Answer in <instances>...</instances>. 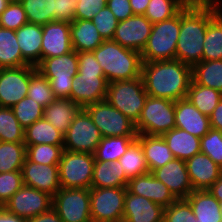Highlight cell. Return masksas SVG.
Masks as SVG:
<instances>
[{
    "label": "cell",
    "mask_w": 222,
    "mask_h": 222,
    "mask_svg": "<svg viewBox=\"0 0 222 222\" xmlns=\"http://www.w3.org/2000/svg\"><path fill=\"white\" fill-rule=\"evenodd\" d=\"M10 2V0H0V15L6 9Z\"/></svg>",
    "instance_id": "94428289"
},
{
    "label": "cell",
    "mask_w": 222,
    "mask_h": 222,
    "mask_svg": "<svg viewBox=\"0 0 222 222\" xmlns=\"http://www.w3.org/2000/svg\"><path fill=\"white\" fill-rule=\"evenodd\" d=\"M107 0H78L75 7L76 20H92L106 6Z\"/></svg>",
    "instance_id": "f907efd6"
},
{
    "label": "cell",
    "mask_w": 222,
    "mask_h": 222,
    "mask_svg": "<svg viewBox=\"0 0 222 222\" xmlns=\"http://www.w3.org/2000/svg\"><path fill=\"white\" fill-rule=\"evenodd\" d=\"M119 162L128 180L149 173L143 149L137 139L129 145L126 152L120 157Z\"/></svg>",
    "instance_id": "8d00e7d4"
},
{
    "label": "cell",
    "mask_w": 222,
    "mask_h": 222,
    "mask_svg": "<svg viewBox=\"0 0 222 222\" xmlns=\"http://www.w3.org/2000/svg\"><path fill=\"white\" fill-rule=\"evenodd\" d=\"M76 2L72 0H53V21L71 23L75 16Z\"/></svg>",
    "instance_id": "f5cc1de1"
},
{
    "label": "cell",
    "mask_w": 222,
    "mask_h": 222,
    "mask_svg": "<svg viewBox=\"0 0 222 222\" xmlns=\"http://www.w3.org/2000/svg\"><path fill=\"white\" fill-rule=\"evenodd\" d=\"M52 208L63 222H92L90 189L60 188L53 196Z\"/></svg>",
    "instance_id": "7c38bea8"
},
{
    "label": "cell",
    "mask_w": 222,
    "mask_h": 222,
    "mask_svg": "<svg viewBox=\"0 0 222 222\" xmlns=\"http://www.w3.org/2000/svg\"><path fill=\"white\" fill-rule=\"evenodd\" d=\"M36 66L0 68V107H12L27 96L31 73Z\"/></svg>",
    "instance_id": "4fadbf2b"
},
{
    "label": "cell",
    "mask_w": 222,
    "mask_h": 222,
    "mask_svg": "<svg viewBox=\"0 0 222 222\" xmlns=\"http://www.w3.org/2000/svg\"><path fill=\"white\" fill-rule=\"evenodd\" d=\"M26 222H63L57 212L51 208L45 213L26 219Z\"/></svg>",
    "instance_id": "11a10c76"
},
{
    "label": "cell",
    "mask_w": 222,
    "mask_h": 222,
    "mask_svg": "<svg viewBox=\"0 0 222 222\" xmlns=\"http://www.w3.org/2000/svg\"><path fill=\"white\" fill-rule=\"evenodd\" d=\"M219 202H222V174L221 176L207 189Z\"/></svg>",
    "instance_id": "91938a15"
},
{
    "label": "cell",
    "mask_w": 222,
    "mask_h": 222,
    "mask_svg": "<svg viewBox=\"0 0 222 222\" xmlns=\"http://www.w3.org/2000/svg\"><path fill=\"white\" fill-rule=\"evenodd\" d=\"M201 152L208 155L213 162L222 168V132L210 129L200 139Z\"/></svg>",
    "instance_id": "bcb514c9"
},
{
    "label": "cell",
    "mask_w": 222,
    "mask_h": 222,
    "mask_svg": "<svg viewBox=\"0 0 222 222\" xmlns=\"http://www.w3.org/2000/svg\"><path fill=\"white\" fill-rule=\"evenodd\" d=\"M23 185L45 192L52 197L61 188L58 165H43L27 157L21 168Z\"/></svg>",
    "instance_id": "e0dca14e"
},
{
    "label": "cell",
    "mask_w": 222,
    "mask_h": 222,
    "mask_svg": "<svg viewBox=\"0 0 222 222\" xmlns=\"http://www.w3.org/2000/svg\"><path fill=\"white\" fill-rule=\"evenodd\" d=\"M136 138L137 136L103 137L94 153L95 160L108 163L119 160Z\"/></svg>",
    "instance_id": "d590c367"
},
{
    "label": "cell",
    "mask_w": 222,
    "mask_h": 222,
    "mask_svg": "<svg viewBox=\"0 0 222 222\" xmlns=\"http://www.w3.org/2000/svg\"><path fill=\"white\" fill-rule=\"evenodd\" d=\"M104 40H112L116 31L118 20L113 12L104 6L91 20Z\"/></svg>",
    "instance_id": "c3c4849f"
},
{
    "label": "cell",
    "mask_w": 222,
    "mask_h": 222,
    "mask_svg": "<svg viewBox=\"0 0 222 222\" xmlns=\"http://www.w3.org/2000/svg\"><path fill=\"white\" fill-rule=\"evenodd\" d=\"M92 52L108 83L142 77L140 52L122 47L113 40H105Z\"/></svg>",
    "instance_id": "3957f363"
},
{
    "label": "cell",
    "mask_w": 222,
    "mask_h": 222,
    "mask_svg": "<svg viewBox=\"0 0 222 222\" xmlns=\"http://www.w3.org/2000/svg\"><path fill=\"white\" fill-rule=\"evenodd\" d=\"M128 181L119 160L109 163L95 160L91 187H127Z\"/></svg>",
    "instance_id": "f546056e"
},
{
    "label": "cell",
    "mask_w": 222,
    "mask_h": 222,
    "mask_svg": "<svg viewBox=\"0 0 222 222\" xmlns=\"http://www.w3.org/2000/svg\"><path fill=\"white\" fill-rule=\"evenodd\" d=\"M137 134L162 136L175 128V101L148 96L135 123Z\"/></svg>",
    "instance_id": "52a82bcc"
},
{
    "label": "cell",
    "mask_w": 222,
    "mask_h": 222,
    "mask_svg": "<svg viewBox=\"0 0 222 222\" xmlns=\"http://www.w3.org/2000/svg\"><path fill=\"white\" fill-rule=\"evenodd\" d=\"M127 190L134 195L150 199L163 208L177 200L169 188L163 182L157 180L151 172L129 180Z\"/></svg>",
    "instance_id": "ffe728a7"
},
{
    "label": "cell",
    "mask_w": 222,
    "mask_h": 222,
    "mask_svg": "<svg viewBox=\"0 0 222 222\" xmlns=\"http://www.w3.org/2000/svg\"><path fill=\"white\" fill-rule=\"evenodd\" d=\"M28 23L23 5L19 1H11L0 15V27L18 30Z\"/></svg>",
    "instance_id": "f6af8a7d"
},
{
    "label": "cell",
    "mask_w": 222,
    "mask_h": 222,
    "mask_svg": "<svg viewBox=\"0 0 222 222\" xmlns=\"http://www.w3.org/2000/svg\"><path fill=\"white\" fill-rule=\"evenodd\" d=\"M30 65L21 54L16 31L0 27V68Z\"/></svg>",
    "instance_id": "1f68e13d"
},
{
    "label": "cell",
    "mask_w": 222,
    "mask_h": 222,
    "mask_svg": "<svg viewBox=\"0 0 222 222\" xmlns=\"http://www.w3.org/2000/svg\"><path fill=\"white\" fill-rule=\"evenodd\" d=\"M108 82L104 75L76 74L73 78L70 100L81 108L105 100Z\"/></svg>",
    "instance_id": "2e32d148"
},
{
    "label": "cell",
    "mask_w": 222,
    "mask_h": 222,
    "mask_svg": "<svg viewBox=\"0 0 222 222\" xmlns=\"http://www.w3.org/2000/svg\"><path fill=\"white\" fill-rule=\"evenodd\" d=\"M107 7L113 12L118 21H123L133 16L130 0H107Z\"/></svg>",
    "instance_id": "db71d44e"
},
{
    "label": "cell",
    "mask_w": 222,
    "mask_h": 222,
    "mask_svg": "<svg viewBox=\"0 0 222 222\" xmlns=\"http://www.w3.org/2000/svg\"><path fill=\"white\" fill-rule=\"evenodd\" d=\"M82 108L70 99L57 98L44 107L43 117L58 131L65 134Z\"/></svg>",
    "instance_id": "4316f807"
},
{
    "label": "cell",
    "mask_w": 222,
    "mask_h": 222,
    "mask_svg": "<svg viewBox=\"0 0 222 222\" xmlns=\"http://www.w3.org/2000/svg\"><path fill=\"white\" fill-rule=\"evenodd\" d=\"M72 48L77 53L94 51L105 40L90 20H76L70 27Z\"/></svg>",
    "instance_id": "484cf974"
},
{
    "label": "cell",
    "mask_w": 222,
    "mask_h": 222,
    "mask_svg": "<svg viewBox=\"0 0 222 222\" xmlns=\"http://www.w3.org/2000/svg\"><path fill=\"white\" fill-rule=\"evenodd\" d=\"M127 187L90 188L92 222H123Z\"/></svg>",
    "instance_id": "9c48e42d"
},
{
    "label": "cell",
    "mask_w": 222,
    "mask_h": 222,
    "mask_svg": "<svg viewBox=\"0 0 222 222\" xmlns=\"http://www.w3.org/2000/svg\"><path fill=\"white\" fill-rule=\"evenodd\" d=\"M26 159L24 142L0 141V173L21 171Z\"/></svg>",
    "instance_id": "74e56055"
},
{
    "label": "cell",
    "mask_w": 222,
    "mask_h": 222,
    "mask_svg": "<svg viewBox=\"0 0 222 222\" xmlns=\"http://www.w3.org/2000/svg\"><path fill=\"white\" fill-rule=\"evenodd\" d=\"M163 222H197L190 203L186 199H177L164 208Z\"/></svg>",
    "instance_id": "7dc6e473"
},
{
    "label": "cell",
    "mask_w": 222,
    "mask_h": 222,
    "mask_svg": "<svg viewBox=\"0 0 222 222\" xmlns=\"http://www.w3.org/2000/svg\"><path fill=\"white\" fill-rule=\"evenodd\" d=\"M150 0H130V5L134 15H144Z\"/></svg>",
    "instance_id": "6f0895ef"
},
{
    "label": "cell",
    "mask_w": 222,
    "mask_h": 222,
    "mask_svg": "<svg viewBox=\"0 0 222 222\" xmlns=\"http://www.w3.org/2000/svg\"><path fill=\"white\" fill-rule=\"evenodd\" d=\"M36 68L49 80L57 98L70 99L73 78L78 73V53L75 50L60 56L44 58Z\"/></svg>",
    "instance_id": "8992f818"
},
{
    "label": "cell",
    "mask_w": 222,
    "mask_h": 222,
    "mask_svg": "<svg viewBox=\"0 0 222 222\" xmlns=\"http://www.w3.org/2000/svg\"><path fill=\"white\" fill-rule=\"evenodd\" d=\"M179 33L180 12L168 20L154 23L141 51L142 62L174 60Z\"/></svg>",
    "instance_id": "277c9868"
},
{
    "label": "cell",
    "mask_w": 222,
    "mask_h": 222,
    "mask_svg": "<svg viewBox=\"0 0 222 222\" xmlns=\"http://www.w3.org/2000/svg\"><path fill=\"white\" fill-rule=\"evenodd\" d=\"M102 138L91 116L82 108L64 134L63 149L94 154Z\"/></svg>",
    "instance_id": "8fae6325"
},
{
    "label": "cell",
    "mask_w": 222,
    "mask_h": 222,
    "mask_svg": "<svg viewBox=\"0 0 222 222\" xmlns=\"http://www.w3.org/2000/svg\"><path fill=\"white\" fill-rule=\"evenodd\" d=\"M148 94L142 77L108 83L106 101L136 123Z\"/></svg>",
    "instance_id": "5b68a950"
},
{
    "label": "cell",
    "mask_w": 222,
    "mask_h": 222,
    "mask_svg": "<svg viewBox=\"0 0 222 222\" xmlns=\"http://www.w3.org/2000/svg\"><path fill=\"white\" fill-rule=\"evenodd\" d=\"M175 128L183 129L201 139L211 126L209 117L185 98L175 101Z\"/></svg>",
    "instance_id": "7402d4cb"
},
{
    "label": "cell",
    "mask_w": 222,
    "mask_h": 222,
    "mask_svg": "<svg viewBox=\"0 0 222 222\" xmlns=\"http://www.w3.org/2000/svg\"><path fill=\"white\" fill-rule=\"evenodd\" d=\"M202 114L210 116L222 99V93L191 81L186 97Z\"/></svg>",
    "instance_id": "e575fe53"
},
{
    "label": "cell",
    "mask_w": 222,
    "mask_h": 222,
    "mask_svg": "<svg viewBox=\"0 0 222 222\" xmlns=\"http://www.w3.org/2000/svg\"><path fill=\"white\" fill-rule=\"evenodd\" d=\"M151 173L169 188L176 199H186L193 191L186 163L183 160L174 158Z\"/></svg>",
    "instance_id": "d6986e66"
},
{
    "label": "cell",
    "mask_w": 222,
    "mask_h": 222,
    "mask_svg": "<svg viewBox=\"0 0 222 222\" xmlns=\"http://www.w3.org/2000/svg\"><path fill=\"white\" fill-rule=\"evenodd\" d=\"M164 208L128 190L124 199L123 222H163Z\"/></svg>",
    "instance_id": "44dd1931"
},
{
    "label": "cell",
    "mask_w": 222,
    "mask_h": 222,
    "mask_svg": "<svg viewBox=\"0 0 222 222\" xmlns=\"http://www.w3.org/2000/svg\"><path fill=\"white\" fill-rule=\"evenodd\" d=\"M70 27L71 23L56 20L42 26L41 60L60 56L73 50Z\"/></svg>",
    "instance_id": "ac0fdd59"
},
{
    "label": "cell",
    "mask_w": 222,
    "mask_h": 222,
    "mask_svg": "<svg viewBox=\"0 0 222 222\" xmlns=\"http://www.w3.org/2000/svg\"><path fill=\"white\" fill-rule=\"evenodd\" d=\"M152 23L144 15H133L118 21L113 41L141 53L151 33Z\"/></svg>",
    "instance_id": "9a60e30c"
},
{
    "label": "cell",
    "mask_w": 222,
    "mask_h": 222,
    "mask_svg": "<svg viewBox=\"0 0 222 222\" xmlns=\"http://www.w3.org/2000/svg\"><path fill=\"white\" fill-rule=\"evenodd\" d=\"M95 157L92 153L63 150L58 164L61 188H91Z\"/></svg>",
    "instance_id": "ba28073f"
},
{
    "label": "cell",
    "mask_w": 222,
    "mask_h": 222,
    "mask_svg": "<svg viewBox=\"0 0 222 222\" xmlns=\"http://www.w3.org/2000/svg\"><path fill=\"white\" fill-rule=\"evenodd\" d=\"M78 74L104 75L92 51L78 52Z\"/></svg>",
    "instance_id": "816d5d0a"
},
{
    "label": "cell",
    "mask_w": 222,
    "mask_h": 222,
    "mask_svg": "<svg viewBox=\"0 0 222 222\" xmlns=\"http://www.w3.org/2000/svg\"><path fill=\"white\" fill-rule=\"evenodd\" d=\"M219 207H220V214H221V220H222V202H219Z\"/></svg>",
    "instance_id": "6125c7cd"
},
{
    "label": "cell",
    "mask_w": 222,
    "mask_h": 222,
    "mask_svg": "<svg viewBox=\"0 0 222 222\" xmlns=\"http://www.w3.org/2000/svg\"><path fill=\"white\" fill-rule=\"evenodd\" d=\"M52 202L51 195L23 185L3 207L8 212L27 219L49 211L52 208Z\"/></svg>",
    "instance_id": "5bb4252c"
},
{
    "label": "cell",
    "mask_w": 222,
    "mask_h": 222,
    "mask_svg": "<svg viewBox=\"0 0 222 222\" xmlns=\"http://www.w3.org/2000/svg\"><path fill=\"white\" fill-rule=\"evenodd\" d=\"M141 76L148 96L177 101L187 97L192 68L176 59L143 62Z\"/></svg>",
    "instance_id": "7a4b0ae2"
},
{
    "label": "cell",
    "mask_w": 222,
    "mask_h": 222,
    "mask_svg": "<svg viewBox=\"0 0 222 222\" xmlns=\"http://www.w3.org/2000/svg\"><path fill=\"white\" fill-rule=\"evenodd\" d=\"M63 150V145H29L26 147V157L38 164L58 165Z\"/></svg>",
    "instance_id": "7bdbcfd3"
},
{
    "label": "cell",
    "mask_w": 222,
    "mask_h": 222,
    "mask_svg": "<svg viewBox=\"0 0 222 222\" xmlns=\"http://www.w3.org/2000/svg\"><path fill=\"white\" fill-rule=\"evenodd\" d=\"M84 109L89 113L103 137L138 135L135 123L106 100L90 104Z\"/></svg>",
    "instance_id": "30bf717a"
},
{
    "label": "cell",
    "mask_w": 222,
    "mask_h": 222,
    "mask_svg": "<svg viewBox=\"0 0 222 222\" xmlns=\"http://www.w3.org/2000/svg\"><path fill=\"white\" fill-rule=\"evenodd\" d=\"M23 186L21 171L0 173V206Z\"/></svg>",
    "instance_id": "681fc988"
},
{
    "label": "cell",
    "mask_w": 222,
    "mask_h": 222,
    "mask_svg": "<svg viewBox=\"0 0 222 222\" xmlns=\"http://www.w3.org/2000/svg\"><path fill=\"white\" fill-rule=\"evenodd\" d=\"M174 157L186 161L201 152L200 138L180 128H174L162 135Z\"/></svg>",
    "instance_id": "f1b7e54d"
},
{
    "label": "cell",
    "mask_w": 222,
    "mask_h": 222,
    "mask_svg": "<svg viewBox=\"0 0 222 222\" xmlns=\"http://www.w3.org/2000/svg\"><path fill=\"white\" fill-rule=\"evenodd\" d=\"M0 222H26V219L12 214L0 206Z\"/></svg>",
    "instance_id": "680465c9"
},
{
    "label": "cell",
    "mask_w": 222,
    "mask_h": 222,
    "mask_svg": "<svg viewBox=\"0 0 222 222\" xmlns=\"http://www.w3.org/2000/svg\"><path fill=\"white\" fill-rule=\"evenodd\" d=\"M24 130L10 107H0V141L24 142Z\"/></svg>",
    "instance_id": "60d3db41"
},
{
    "label": "cell",
    "mask_w": 222,
    "mask_h": 222,
    "mask_svg": "<svg viewBox=\"0 0 222 222\" xmlns=\"http://www.w3.org/2000/svg\"><path fill=\"white\" fill-rule=\"evenodd\" d=\"M222 59V12L209 21L203 43L202 61Z\"/></svg>",
    "instance_id": "d6a6232c"
},
{
    "label": "cell",
    "mask_w": 222,
    "mask_h": 222,
    "mask_svg": "<svg viewBox=\"0 0 222 222\" xmlns=\"http://www.w3.org/2000/svg\"><path fill=\"white\" fill-rule=\"evenodd\" d=\"M185 163L193 190H207L222 174V168L202 152Z\"/></svg>",
    "instance_id": "603a6c76"
},
{
    "label": "cell",
    "mask_w": 222,
    "mask_h": 222,
    "mask_svg": "<svg viewBox=\"0 0 222 222\" xmlns=\"http://www.w3.org/2000/svg\"><path fill=\"white\" fill-rule=\"evenodd\" d=\"M217 0L190 1L180 11V33L175 59L193 68L202 61L209 21L222 10Z\"/></svg>",
    "instance_id": "6da1fadb"
},
{
    "label": "cell",
    "mask_w": 222,
    "mask_h": 222,
    "mask_svg": "<svg viewBox=\"0 0 222 222\" xmlns=\"http://www.w3.org/2000/svg\"><path fill=\"white\" fill-rule=\"evenodd\" d=\"M43 29L41 25L26 23L16 30V38L22 57L33 66L41 62Z\"/></svg>",
    "instance_id": "cb8c5ba5"
},
{
    "label": "cell",
    "mask_w": 222,
    "mask_h": 222,
    "mask_svg": "<svg viewBox=\"0 0 222 222\" xmlns=\"http://www.w3.org/2000/svg\"><path fill=\"white\" fill-rule=\"evenodd\" d=\"M192 80L222 93V59L201 61L192 68Z\"/></svg>",
    "instance_id": "836d02e7"
},
{
    "label": "cell",
    "mask_w": 222,
    "mask_h": 222,
    "mask_svg": "<svg viewBox=\"0 0 222 222\" xmlns=\"http://www.w3.org/2000/svg\"><path fill=\"white\" fill-rule=\"evenodd\" d=\"M11 109L24 129L43 118L44 108L28 96L12 106Z\"/></svg>",
    "instance_id": "ee69618b"
},
{
    "label": "cell",
    "mask_w": 222,
    "mask_h": 222,
    "mask_svg": "<svg viewBox=\"0 0 222 222\" xmlns=\"http://www.w3.org/2000/svg\"><path fill=\"white\" fill-rule=\"evenodd\" d=\"M136 139L143 149L149 172L161 168L175 158L162 136L138 134Z\"/></svg>",
    "instance_id": "d4e9b609"
},
{
    "label": "cell",
    "mask_w": 222,
    "mask_h": 222,
    "mask_svg": "<svg viewBox=\"0 0 222 222\" xmlns=\"http://www.w3.org/2000/svg\"><path fill=\"white\" fill-rule=\"evenodd\" d=\"M209 120L212 129L222 132V99L214 108L212 114L209 116Z\"/></svg>",
    "instance_id": "9f6ffc18"
},
{
    "label": "cell",
    "mask_w": 222,
    "mask_h": 222,
    "mask_svg": "<svg viewBox=\"0 0 222 222\" xmlns=\"http://www.w3.org/2000/svg\"><path fill=\"white\" fill-rule=\"evenodd\" d=\"M191 0H150L144 16L152 23L168 20L178 14Z\"/></svg>",
    "instance_id": "f35d334b"
},
{
    "label": "cell",
    "mask_w": 222,
    "mask_h": 222,
    "mask_svg": "<svg viewBox=\"0 0 222 222\" xmlns=\"http://www.w3.org/2000/svg\"><path fill=\"white\" fill-rule=\"evenodd\" d=\"M27 96L43 108L57 99L49 80L37 68L31 73Z\"/></svg>",
    "instance_id": "ab89813d"
},
{
    "label": "cell",
    "mask_w": 222,
    "mask_h": 222,
    "mask_svg": "<svg viewBox=\"0 0 222 222\" xmlns=\"http://www.w3.org/2000/svg\"><path fill=\"white\" fill-rule=\"evenodd\" d=\"M28 23L45 25L53 21V0H21Z\"/></svg>",
    "instance_id": "b9f144b4"
},
{
    "label": "cell",
    "mask_w": 222,
    "mask_h": 222,
    "mask_svg": "<svg viewBox=\"0 0 222 222\" xmlns=\"http://www.w3.org/2000/svg\"><path fill=\"white\" fill-rule=\"evenodd\" d=\"M186 200L197 222H222L219 201L208 190H193Z\"/></svg>",
    "instance_id": "83f0119b"
},
{
    "label": "cell",
    "mask_w": 222,
    "mask_h": 222,
    "mask_svg": "<svg viewBox=\"0 0 222 222\" xmlns=\"http://www.w3.org/2000/svg\"><path fill=\"white\" fill-rule=\"evenodd\" d=\"M64 134L58 131L44 117L24 130L25 146L37 144L63 145Z\"/></svg>",
    "instance_id": "4dcf8cb0"
}]
</instances>
